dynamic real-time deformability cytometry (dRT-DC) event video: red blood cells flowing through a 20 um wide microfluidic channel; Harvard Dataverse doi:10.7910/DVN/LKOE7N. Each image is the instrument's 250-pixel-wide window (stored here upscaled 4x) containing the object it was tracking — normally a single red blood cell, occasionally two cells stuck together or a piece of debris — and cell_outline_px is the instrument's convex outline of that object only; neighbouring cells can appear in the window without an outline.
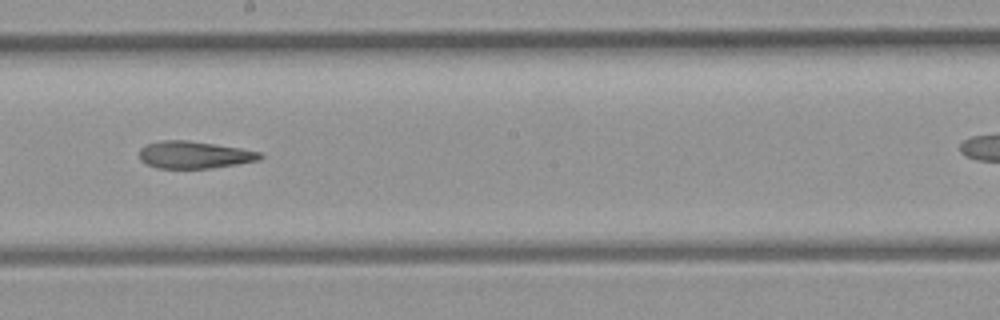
{"species": "common noctule bat (a hibernating species)", "species_latin": "Nyctalus noctula", "temperature_condition": "room temperature", "stored_images_in_passage": 32, "camera_frame_rate_fps": 3000, "um_per_image_px": 0.085, "animal": {"sex": "female", "body_mass_g": 21.9}, "frame": {"image": 1, "passage_image": 19, "time_ms": 6.0, "image_size_px": [1000, 320], "cell_outline_px": [[264, 156], [260, 160], [236, 164], [208, 168], [156, 168], [140, 160], [140, 148], [148, 144], [160, 140], [188, 140], [240, 148], [264, 152]], "centroid_in_image_um": [16.55, 13.15], "position_along_channel_um": 231.7, "area_um2": 19.13}}
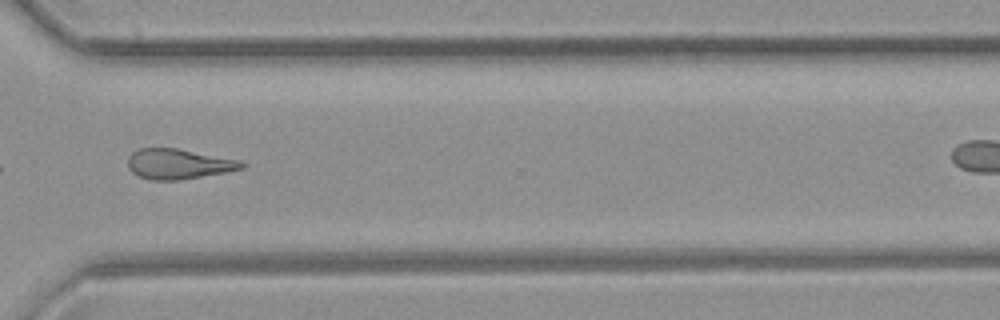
{"frame": {"image": 2, "passage_image": 28, "time_ms": 9.0, "image_size_px": [1000, 320], "cell_outline_px": [[244, 168], [224, 172], [180, 180], [152, 180], [140, 176], [132, 172], [128, 168], [128, 156], [132, 152], [140, 148], [176, 148], [240, 160], [244, 164]], "centroid_in_image_um": [15.14, 13.93], "position_along_channel_um": 355.5, "area_um2": 19.83}}